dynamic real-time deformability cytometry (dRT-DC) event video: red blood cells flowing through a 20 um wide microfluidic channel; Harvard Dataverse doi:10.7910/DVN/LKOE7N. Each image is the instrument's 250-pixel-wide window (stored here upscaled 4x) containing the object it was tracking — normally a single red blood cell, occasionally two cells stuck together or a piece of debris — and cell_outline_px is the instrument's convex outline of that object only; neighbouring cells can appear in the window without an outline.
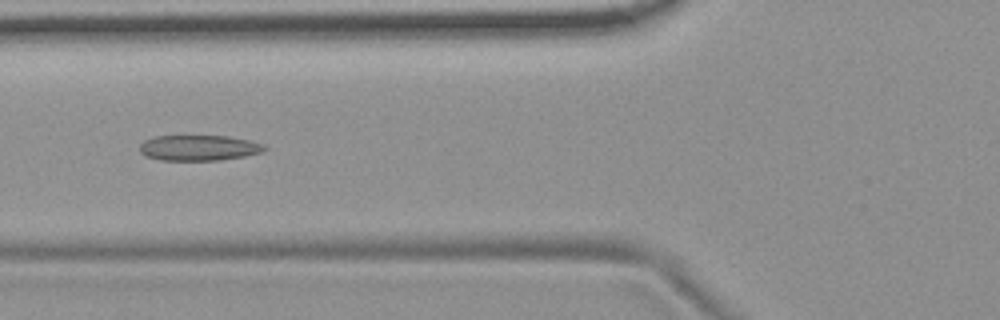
{"species": "common noctule bat (a hibernating species)", "species_latin": "Nyctalus noctula", "temperature_condition": "room temperature", "stored_images_in_passage": 7, "camera_frame_rate_fps": 3000, "um_per_image_px": 0.085, "animal": {"sex": "female", "body_mass_g": 19.9}, "frame": {"image": 1, "passage_image": 5, "time_ms": 5.333, "image_size_px": [1000, 320], "cell_outline_px": [[268, 148], [260, 152], [244, 156], [220, 160], [160, 160], [144, 156], [140, 152], [140, 144], [144, 140], [152, 136], [228, 136], [248, 140], [264, 144]], "centroid_in_image_um": [16.86, 12.56], "position_along_channel_um": 108.9, "area_um2": 18.61}}
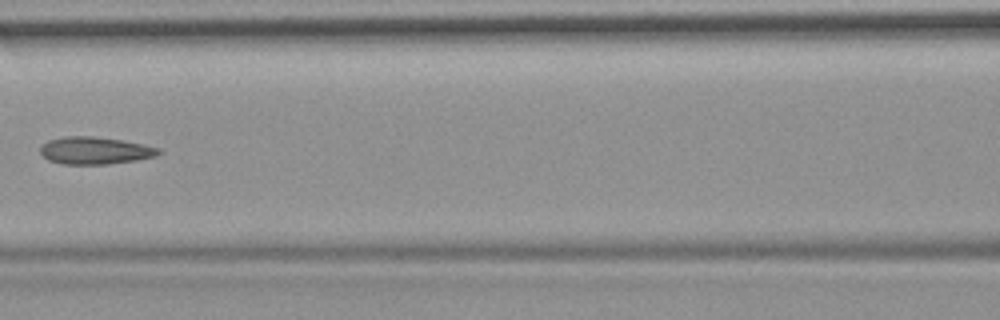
{"frame": {"image": 2, "passage_image": 6, "time_ms": 6.667, "image_size_px": [1000, 320], "cell_outline_px": [[164, 152], [156, 156], [136, 160], [108, 164], [64, 164], [48, 160], [40, 152], [40, 148], [48, 140], [64, 136], [92, 136], [124, 140], [144, 144], [160, 148]], "centroid_in_image_um": [8.12, 12.79], "position_along_channel_um": 158.5, "area_um2": 18.96}}
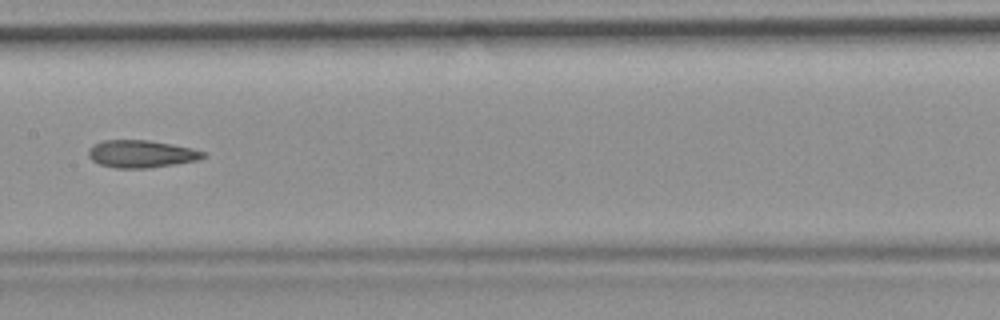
{"frame": {"image": 3, "passage_image": 7, "time_ms": 7.667, "image_size_px": [1000, 320], "cell_outline_px": [[208, 156], [196, 160], [148, 168], [116, 168], [100, 164], [92, 160], [88, 156], [88, 148], [92, 144], [104, 140], [148, 140], [172, 144], [192, 148], [208, 152]], "centroid_in_image_um": [12.01, 13.07], "position_along_channel_um": 195.4, "area_um2": 18.44}}